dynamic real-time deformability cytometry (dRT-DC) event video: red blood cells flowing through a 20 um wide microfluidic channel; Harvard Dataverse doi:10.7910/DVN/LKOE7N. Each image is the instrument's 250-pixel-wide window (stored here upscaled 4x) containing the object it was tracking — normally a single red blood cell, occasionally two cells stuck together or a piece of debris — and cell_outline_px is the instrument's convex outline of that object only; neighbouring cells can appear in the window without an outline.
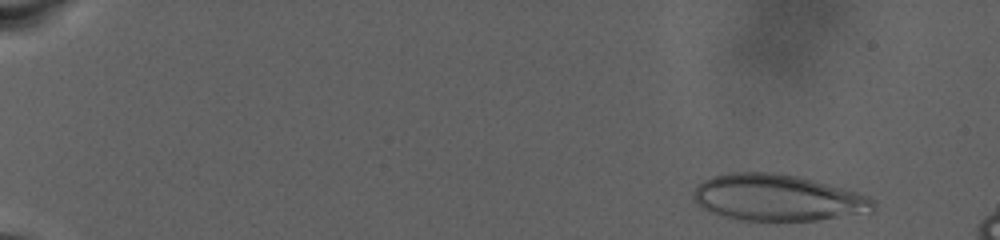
{"species": "human", "species_latin": "Homo sapiens", "temperature_condition": "warm", "stored_images_in_passage": 74, "camera_frame_rate_fps": 3000, "um_per_image_px": 0.085, "donor": {"sex": "male"}, "frame": {"image": 1, "passage_image": 4, "time_ms": 1.0, "image_size_px": [1000, 240], "cell_outline_px": [[876, 208], [872, 212], [816, 220], [736, 220], [712, 212], [696, 204], [692, 200], [692, 192], [696, 184], [712, 176], [732, 172], [772, 172], [796, 176], [812, 180], [856, 192], [868, 196], [876, 204]], "centroid_in_image_um": [66.04, 16.8], "position_along_channel_um": 19.0, "area_um2": 48.61}}
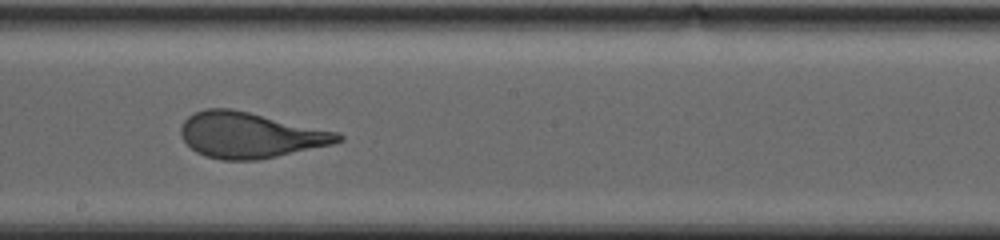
{"frame": {"image": 2, "passage_image": 48, "time_ms": 15.667, "image_size_px": [1000, 240], "cell_outline_px": [[344, 140], [332, 144], [276, 156], [256, 160], [220, 160], [204, 156], [196, 152], [180, 136], [180, 128], [184, 120], [188, 116], [204, 108], [232, 108], [340, 132], [344, 136]], "centroid_in_image_um": [21.25, 11.47], "position_along_channel_um": 226.9, "area_um2": 41.96}}
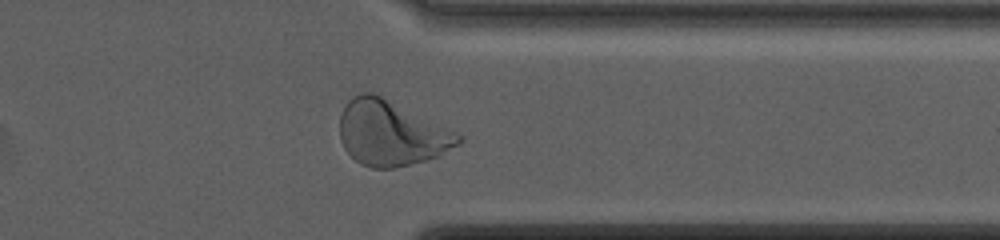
{"frame": {"image": 3, "passage_image": 66, "time_ms": 21.667, "image_size_px": [1000, 240], "cell_outline_px": [[464, 140], [460, 144], [440, 156], [392, 168], [372, 168], [360, 164], [344, 148], [340, 140], [340, 116], [348, 100], [352, 96], [360, 92], [372, 92], [456, 132], [464, 136]], "centroid_in_image_um": [33.24, 11.33], "position_along_channel_um": 378.2, "area_um2": 44.62}, "authors_computed_cell_mechanics": {"area_um2": 45.8065, "velocity_mm_per_s": 2.5325, "shape_relaxation_time_tau1_ms": 8.5661, "shape_relaxation_time_tau2_ms": 1.1994, "deformation_change_tau1": 0.2725, "deformation_change_tau2": 0.0878}}